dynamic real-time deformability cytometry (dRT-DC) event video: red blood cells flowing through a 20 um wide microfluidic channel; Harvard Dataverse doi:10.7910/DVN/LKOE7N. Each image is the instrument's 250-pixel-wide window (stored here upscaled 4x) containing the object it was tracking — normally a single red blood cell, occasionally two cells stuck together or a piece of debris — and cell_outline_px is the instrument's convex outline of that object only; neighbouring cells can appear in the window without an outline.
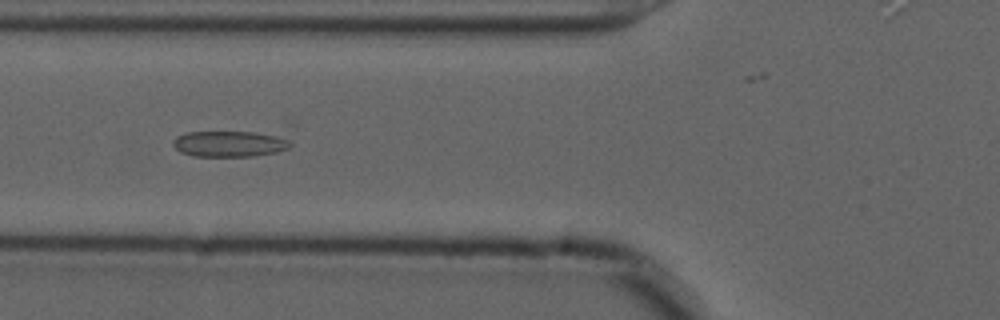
{"species": "common noctule bat (a hibernating species)", "species_latin": "Nyctalus noctula", "temperature_condition": "cold", "stored_images_in_passage": 42, "camera_frame_rate_fps": 3000, "um_per_image_px": 0.085, "animal": {"sex": "male", "forearm_length_mm": 52.5}, "frame": {"image": 1, "passage_image": 20, "time_ms": 6.333, "image_size_px": [1000, 320], "cell_outline_px": [[292, 144], [288, 148], [276, 152], [252, 156], [192, 156], [180, 152], [172, 144], [172, 140], [176, 136], [188, 132], [252, 132], [288, 136]], "centroid_in_image_um": [19.54, 12.22], "position_along_channel_um": 106.3, "area_um2": 17.92}}
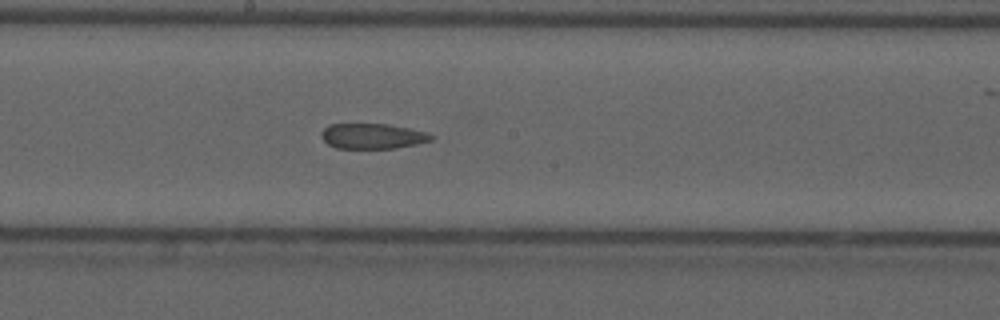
{"frame": {"image": 2, "passage_image": 29, "time_ms": 9.333, "image_size_px": [1000, 320], "cell_outline_px": [[432, 140], [416, 144], [396, 148], [336, 148], [328, 144], [320, 136], [320, 132], [328, 124], [388, 124], [428, 132], [432, 136]], "centroid_in_image_um": [31.63, 11.56], "position_along_channel_um": 216.6, "area_um2": 16.18}}
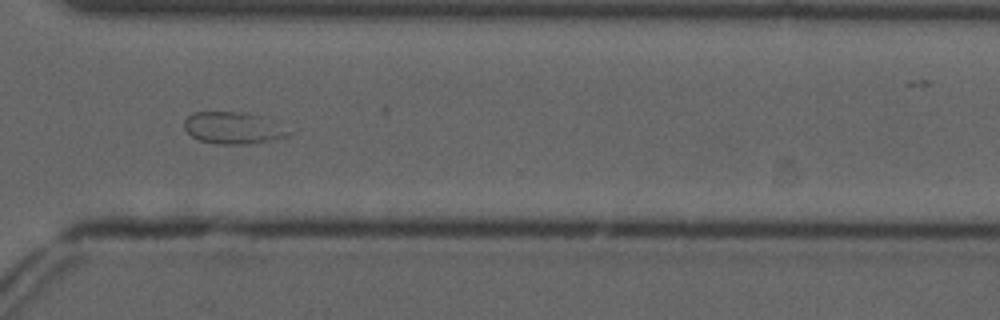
{"frame": {"image": 3, "passage_image": 40, "time_ms": 13.0, "image_size_px": [1000, 320], "cell_outline_px": [[292, 132], [288, 136], [248, 144], [216, 144], [200, 140], [192, 136], [184, 128], [184, 120], [192, 112], [244, 112], [260, 116]], "centroid_in_image_um": [19.75, 10.87], "position_along_channel_um": 350.9, "area_um2": 19.02}}